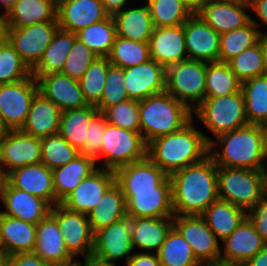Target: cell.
<instances>
[{"mask_svg": "<svg viewBox=\"0 0 267 266\" xmlns=\"http://www.w3.org/2000/svg\"><path fill=\"white\" fill-rule=\"evenodd\" d=\"M33 252L50 266L69 265L76 261L65 248L62 232L50 213L36 225Z\"/></svg>", "mask_w": 267, "mask_h": 266, "instance_id": "603a6c76", "label": "cell"}, {"mask_svg": "<svg viewBox=\"0 0 267 266\" xmlns=\"http://www.w3.org/2000/svg\"><path fill=\"white\" fill-rule=\"evenodd\" d=\"M8 130L6 127L3 125L1 117H0V136H3Z\"/></svg>", "mask_w": 267, "mask_h": 266, "instance_id": "8c879c8a", "label": "cell"}, {"mask_svg": "<svg viewBox=\"0 0 267 266\" xmlns=\"http://www.w3.org/2000/svg\"><path fill=\"white\" fill-rule=\"evenodd\" d=\"M192 119V111L167 91L139 101L140 133L146 144L181 130Z\"/></svg>", "mask_w": 267, "mask_h": 266, "instance_id": "277c9868", "label": "cell"}, {"mask_svg": "<svg viewBox=\"0 0 267 266\" xmlns=\"http://www.w3.org/2000/svg\"><path fill=\"white\" fill-rule=\"evenodd\" d=\"M98 167L61 202L67 209L88 215L115 182L113 170Z\"/></svg>", "mask_w": 267, "mask_h": 266, "instance_id": "e0dca14e", "label": "cell"}, {"mask_svg": "<svg viewBox=\"0 0 267 266\" xmlns=\"http://www.w3.org/2000/svg\"><path fill=\"white\" fill-rule=\"evenodd\" d=\"M106 117L102 112H97L87 127L85 145L79 151V154H84L95 158L101 150L102 136L106 127Z\"/></svg>", "mask_w": 267, "mask_h": 266, "instance_id": "f5cc1de1", "label": "cell"}, {"mask_svg": "<svg viewBox=\"0 0 267 266\" xmlns=\"http://www.w3.org/2000/svg\"><path fill=\"white\" fill-rule=\"evenodd\" d=\"M8 182L15 188L45 200L51 207L56 205L53 171L45 164H30L8 174Z\"/></svg>", "mask_w": 267, "mask_h": 266, "instance_id": "cb8c5ba5", "label": "cell"}, {"mask_svg": "<svg viewBox=\"0 0 267 266\" xmlns=\"http://www.w3.org/2000/svg\"><path fill=\"white\" fill-rule=\"evenodd\" d=\"M249 11L250 2L206 0L196 14L221 35L247 25L252 19Z\"/></svg>", "mask_w": 267, "mask_h": 266, "instance_id": "2e32d148", "label": "cell"}, {"mask_svg": "<svg viewBox=\"0 0 267 266\" xmlns=\"http://www.w3.org/2000/svg\"><path fill=\"white\" fill-rule=\"evenodd\" d=\"M166 91L193 111L204 99L206 62L187 59L166 68Z\"/></svg>", "mask_w": 267, "mask_h": 266, "instance_id": "ba28073f", "label": "cell"}, {"mask_svg": "<svg viewBox=\"0 0 267 266\" xmlns=\"http://www.w3.org/2000/svg\"><path fill=\"white\" fill-rule=\"evenodd\" d=\"M161 266H204L189 243L173 227L157 252Z\"/></svg>", "mask_w": 267, "mask_h": 266, "instance_id": "ab89813d", "label": "cell"}, {"mask_svg": "<svg viewBox=\"0 0 267 266\" xmlns=\"http://www.w3.org/2000/svg\"><path fill=\"white\" fill-rule=\"evenodd\" d=\"M8 183V174L6 170L0 166V198L5 190V187Z\"/></svg>", "mask_w": 267, "mask_h": 266, "instance_id": "e7e4bbea", "label": "cell"}, {"mask_svg": "<svg viewBox=\"0 0 267 266\" xmlns=\"http://www.w3.org/2000/svg\"><path fill=\"white\" fill-rule=\"evenodd\" d=\"M245 266H267V246L247 261Z\"/></svg>", "mask_w": 267, "mask_h": 266, "instance_id": "94428289", "label": "cell"}, {"mask_svg": "<svg viewBox=\"0 0 267 266\" xmlns=\"http://www.w3.org/2000/svg\"><path fill=\"white\" fill-rule=\"evenodd\" d=\"M205 97L231 95L241 90V82L228 63L206 62Z\"/></svg>", "mask_w": 267, "mask_h": 266, "instance_id": "b9f144b4", "label": "cell"}, {"mask_svg": "<svg viewBox=\"0 0 267 266\" xmlns=\"http://www.w3.org/2000/svg\"><path fill=\"white\" fill-rule=\"evenodd\" d=\"M247 218L267 244V193L253 208L247 211Z\"/></svg>", "mask_w": 267, "mask_h": 266, "instance_id": "db71d44e", "label": "cell"}, {"mask_svg": "<svg viewBox=\"0 0 267 266\" xmlns=\"http://www.w3.org/2000/svg\"><path fill=\"white\" fill-rule=\"evenodd\" d=\"M57 0H16L6 11L10 28L57 22Z\"/></svg>", "mask_w": 267, "mask_h": 266, "instance_id": "1f68e13d", "label": "cell"}, {"mask_svg": "<svg viewBox=\"0 0 267 266\" xmlns=\"http://www.w3.org/2000/svg\"><path fill=\"white\" fill-rule=\"evenodd\" d=\"M0 266H4V259H0Z\"/></svg>", "mask_w": 267, "mask_h": 266, "instance_id": "11e5206c", "label": "cell"}, {"mask_svg": "<svg viewBox=\"0 0 267 266\" xmlns=\"http://www.w3.org/2000/svg\"><path fill=\"white\" fill-rule=\"evenodd\" d=\"M58 28V22H43L22 28H10L9 42L32 70L39 63Z\"/></svg>", "mask_w": 267, "mask_h": 266, "instance_id": "4fadbf2b", "label": "cell"}, {"mask_svg": "<svg viewBox=\"0 0 267 266\" xmlns=\"http://www.w3.org/2000/svg\"><path fill=\"white\" fill-rule=\"evenodd\" d=\"M173 227L189 243L203 265L220 260L219 241L201 215L174 216Z\"/></svg>", "mask_w": 267, "mask_h": 266, "instance_id": "7c38bea8", "label": "cell"}, {"mask_svg": "<svg viewBox=\"0 0 267 266\" xmlns=\"http://www.w3.org/2000/svg\"><path fill=\"white\" fill-rule=\"evenodd\" d=\"M101 2L103 3L105 11L113 16L126 7L128 0H101Z\"/></svg>", "mask_w": 267, "mask_h": 266, "instance_id": "680465c9", "label": "cell"}, {"mask_svg": "<svg viewBox=\"0 0 267 266\" xmlns=\"http://www.w3.org/2000/svg\"><path fill=\"white\" fill-rule=\"evenodd\" d=\"M204 266H245L244 264L225 262L222 260L207 263Z\"/></svg>", "mask_w": 267, "mask_h": 266, "instance_id": "03108f58", "label": "cell"}, {"mask_svg": "<svg viewBox=\"0 0 267 266\" xmlns=\"http://www.w3.org/2000/svg\"><path fill=\"white\" fill-rule=\"evenodd\" d=\"M266 171L217 166L219 199L247 212L267 193Z\"/></svg>", "mask_w": 267, "mask_h": 266, "instance_id": "5b68a950", "label": "cell"}, {"mask_svg": "<svg viewBox=\"0 0 267 266\" xmlns=\"http://www.w3.org/2000/svg\"><path fill=\"white\" fill-rule=\"evenodd\" d=\"M50 214L56 219L62 232L64 245L69 254L76 260L92 257L94 233L88 215L67 209L61 203L51 207Z\"/></svg>", "mask_w": 267, "mask_h": 266, "instance_id": "9c48e42d", "label": "cell"}, {"mask_svg": "<svg viewBox=\"0 0 267 266\" xmlns=\"http://www.w3.org/2000/svg\"><path fill=\"white\" fill-rule=\"evenodd\" d=\"M16 0H0V8H3L1 12H5L15 3Z\"/></svg>", "mask_w": 267, "mask_h": 266, "instance_id": "003e7915", "label": "cell"}, {"mask_svg": "<svg viewBox=\"0 0 267 266\" xmlns=\"http://www.w3.org/2000/svg\"><path fill=\"white\" fill-rule=\"evenodd\" d=\"M154 27L183 25L193 13L180 0H146Z\"/></svg>", "mask_w": 267, "mask_h": 266, "instance_id": "ee69618b", "label": "cell"}, {"mask_svg": "<svg viewBox=\"0 0 267 266\" xmlns=\"http://www.w3.org/2000/svg\"><path fill=\"white\" fill-rule=\"evenodd\" d=\"M0 235L6 256L33 252L36 225L0 213Z\"/></svg>", "mask_w": 267, "mask_h": 266, "instance_id": "f546056e", "label": "cell"}, {"mask_svg": "<svg viewBox=\"0 0 267 266\" xmlns=\"http://www.w3.org/2000/svg\"><path fill=\"white\" fill-rule=\"evenodd\" d=\"M2 136H0V166H1Z\"/></svg>", "mask_w": 267, "mask_h": 266, "instance_id": "34e18365", "label": "cell"}, {"mask_svg": "<svg viewBox=\"0 0 267 266\" xmlns=\"http://www.w3.org/2000/svg\"><path fill=\"white\" fill-rule=\"evenodd\" d=\"M122 193L126 199L128 217H174L172 188H155V191Z\"/></svg>", "mask_w": 267, "mask_h": 266, "instance_id": "4316f807", "label": "cell"}, {"mask_svg": "<svg viewBox=\"0 0 267 266\" xmlns=\"http://www.w3.org/2000/svg\"><path fill=\"white\" fill-rule=\"evenodd\" d=\"M184 36L188 59L219 62L220 34L197 14L184 23Z\"/></svg>", "mask_w": 267, "mask_h": 266, "instance_id": "ffe728a7", "label": "cell"}, {"mask_svg": "<svg viewBox=\"0 0 267 266\" xmlns=\"http://www.w3.org/2000/svg\"><path fill=\"white\" fill-rule=\"evenodd\" d=\"M96 169L95 159L84 154H79L66 165L53 169L56 205L61 203L84 178Z\"/></svg>", "mask_w": 267, "mask_h": 266, "instance_id": "4dcf8cb0", "label": "cell"}, {"mask_svg": "<svg viewBox=\"0 0 267 266\" xmlns=\"http://www.w3.org/2000/svg\"><path fill=\"white\" fill-rule=\"evenodd\" d=\"M63 266H86V260L83 261V263L78 260V261H75L74 263H71L69 265H63Z\"/></svg>", "mask_w": 267, "mask_h": 266, "instance_id": "89a4df30", "label": "cell"}, {"mask_svg": "<svg viewBox=\"0 0 267 266\" xmlns=\"http://www.w3.org/2000/svg\"><path fill=\"white\" fill-rule=\"evenodd\" d=\"M169 178L174 216L202 215L219 199L217 165L210 156L172 173Z\"/></svg>", "mask_w": 267, "mask_h": 266, "instance_id": "6da1fadb", "label": "cell"}, {"mask_svg": "<svg viewBox=\"0 0 267 266\" xmlns=\"http://www.w3.org/2000/svg\"><path fill=\"white\" fill-rule=\"evenodd\" d=\"M222 243L220 260L239 264H245L267 246L247 217Z\"/></svg>", "mask_w": 267, "mask_h": 266, "instance_id": "d4e9b609", "label": "cell"}, {"mask_svg": "<svg viewBox=\"0 0 267 266\" xmlns=\"http://www.w3.org/2000/svg\"><path fill=\"white\" fill-rule=\"evenodd\" d=\"M108 59L111 65L121 68L145 63L151 59L149 42H138L116 36Z\"/></svg>", "mask_w": 267, "mask_h": 266, "instance_id": "7bdbcfd3", "label": "cell"}, {"mask_svg": "<svg viewBox=\"0 0 267 266\" xmlns=\"http://www.w3.org/2000/svg\"><path fill=\"white\" fill-rule=\"evenodd\" d=\"M125 217H128L126 199L116 182L105 191L97 206L88 214L93 233Z\"/></svg>", "mask_w": 267, "mask_h": 266, "instance_id": "836d02e7", "label": "cell"}, {"mask_svg": "<svg viewBox=\"0 0 267 266\" xmlns=\"http://www.w3.org/2000/svg\"><path fill=\"white\" fill-rule=\"evenodd\" d=\"M4 266H50L34 252L6 256Z\"/></svg>", "mask_w": 267, "mask_h": 266, "instance_id": "11a10c76", "label": "cell"}, {"mask_svg": "<svg viewBox=\"0 0 267 266\" xmlns=\"http://www.w3.org/2000/svg\"><path fill=\"white\" fill-rule=\"evenodd\" d=\"M226 1H235V2H240V3L250 2V0H226Z\"/></svg>", "mask_w": 267, "mask_h": 266, "instance_id": "753ad0ef", "label": "cell"}, {"mask_svg": "<svg viewBox=\"0 0 267 266\" xmlns=\"http://www.w3.org/2000/svg\"><path fill=\"white\" fill-rule=\"evenodd\" d=\"M128 99L125 88L124 68L110 65L100 103L96 106L98 112H103L106 108L115 106Z\"/></svg>", "mask_w": 267, "mask_h": 266, "instance_id": "681fc988", "label": "cell"}, {"mask_svg": "<svg viewBox=\"0 0 267 266\" xmlns=\"http://www.w3.org/2000/svg\"><path fill=\"white\" fill-rule=\"evenodd\" d=\"M193 14H196L206 0H180Z\"/></svg>", "mask_w": 267, "mask_h": 266, "instance_id": "be15d7a7", "label": "cell"}, {"mask_svg": "<svg viewBox=\"0 0 267 266\" xmlns=\"http://www.w3.org/2000/svg\"><path fill=\"white\" fill-rule=\"evenodd\" d=\"M130 222L134 252V248H137L142 249V252L157 253L173 228V217H130Z\"/></svg>", "mask_w": 267, "mask_h": 266, "instance_id": "83f0119b", "label": "cell"}, {"mask_svg": "<svg viewBox=\"0 0 267 266\" xmlns=\"http://www.w3.org/2000/svg\"><path fill=\"white\" fill-rule=\"evenodd\" d=\"M117 36L138 42H149L154 26L149 6L125 8L113 15Z\"/></svg>", "mask_w": 267, "mask_h": 266, "instance_id": "d6a6232c", "label": "cell"}, {"mask_svg": "<svg viewBox=\"0 0 267 266\" xmlns=\"http://www.w3.org/2000/svg\"><path fill=\"white\" fill-rule=\"evenodd\" d=\"M195 119L181 130L155 138L147 144V157L168 176L209 156L213 140L195 127Z\"/></svg>", "mask_w": 267, "mask_h": 266, "instance_id": "3957f363", "label": "cell"}, {"mask_svg": "<svg viewBox=\"0 0 267 266\" xmlns=\"http://www.w3.org/2000/svg\"><path fill=\"white\" fill-rule=\"evenodd\" d=\"M130 217H125L94 233L92 259L116 265L115 261L128 259L133 255Z\"/></svg>", "mask_w": 267, "mask_h": 266, "instance_id": "8fae6325", "label": "cell"}, {"mask_svg": "<svg viewBox=\"0 0 267 266\" xmlns=\"http://www.w3.org/2000/svg\"><path fill=\"white\" fill-rule=\"evenodd\" d=\"M5 207L1 214L21 219L37 225L51 210V206L43 199L26 191L13 187L9 182L0 198Z\"/></svg>", "mask_w": 267, "mask_h": 266, "instance_id": "484cf974", "label": "cell"}, {"mask_svg": "<svg viewBox=\"0 0 267 266\" xmlns=\"http://www.w3.org/2000/svg\"><path fill=\"white\" fill-rule=\"evenodd\" d=\"M108 16L101 0H57L59 28L75 34Z\"/></svg>", "mask_w": 267, "mask_h": 266, "instance_id": "44dd1931", "label": "cell"}, {"mask_svg": "<svg viewBox=\"0 0 267 266\" xmlns=\"http://www.w3.org/2000/svg\"><path fill=\"white\" fill-rule=\"evenodd\" d=\"M41 138L18 130H8L2 136L1 166L7 174L30 164L41 163Z\"/></svg>", "mask_w": 267, "mask_h": 266, "instance_id": "9a60e30c", "label": "cell"}, {"mask_svg": "<svg viewBox=\"0 0 267 266\" xmlns=\"http://www.w3.org/2000/svg\"><path fill=\"white\" fill-rule=\"evenodd\" d=\"M249 124L267 127V74L241 83Z\"/></svg>", "mask_w": 267, "mask_h": 266, "instance_id": "74e56055", "label": "cell"}, {"mask_svg": "<svg viewBox=\"0 0 267 266\" xmlns=\"http://www.w3.org/2000/svg\"><path fill=\"white\" fill-rule=\"evenodd\" d=\"M149 50L151 59L165 69L175 63L187 60L184 24L154 27L149 40Z\"/></svg>", "mask_w": 267, "mask_h": 266, "instance_id": "7402d4cb", "label": "cell"}, {"mask_svg": "<svg viewBox=\"0 0 267 266\" xmlns=\"http://www.w3.org/2000/svg\"><path fill=\"white\" fill-rule=\"evenodd\" d=\"M37 80L39 92L51 100L61 111L80 109L88 106L79 80L58 73L33 75Z\"/></svg>", "mask_w": 267, "mask_h": 266, "instance_id": "ac0fdd59", "label": "cell"}, {"mask_svg": "<svg viewBox=\"0 0 267 266\" xmlns=\"http://www.w3.org/2000/svg\"><path fill=\"white\" fill-rule=\"evenodd\" d=\"M228 64L241 83L267 74L259 43L236 55Z\"/></svg>", "mask_w": 267, "mask_h": 266, "instance_id": "7dc6e473", "label": "cell"}, {"mask_svg": "<svg viewBox=\"0 0 267 266\" xmlns=\"http://www.w3.org/2000/svg\"><path fill=\"white\" fill-rule=\"evenodd\" d=\"M258 43L262 51L265 67L267 69V31L264 30V32H260Z\"/></svg>", "mask_w": 267, "mask_h": 266, "instance_id": "6125c7cd", "label": "cell"}, {"mask_svg": "<svg viewBox=\"0 0 267 266\" xmlns=\"http://www.w3.org/2000/svg\"><path fill=\"white\" fill-rule=\"evenodd\" d=\"M98 57L84 43L76 39L73 48L67 55L61 73L79 80Z\"/></svg>", "mask_w": 267, "mask_h": 266, "instance_id": "816d5d0a", "label": "cell"}, {"mask_svg": "<svg viewBox=\"0 0 267 266\" xmlns=\"http://www.w3.org/2000/svg\"><path fill=\"white\" fill-rule=\"evenodd\" d=\"M76 39L75 33L58 28L39 63L32 69V75L62 72L67 55Z\"/></svg>", "mask_w": 267, "mask_h": 266, "instance_id": "d590c367", "label": "cell"}, {"mask_svg": "<svg viewBox=\"0 0 267 266\" xmlns=\"http://www.w3.org/2000/svg\"><path fill=\"white\" fill-rule=\"evenodd\" d=\"M192 114L199 118L214 138L249 124L242 90L226 96L205 97Z\"/></svg>", "mask_w": 267, "mask_h": 266, "instance_id": "8992f818", "label": "cell"}, {"mask_svg": "<svg viewBox=\"0 0 267 266\" xmlns=\"http://www.w3.org/2000/svg\"><path fill=\"white\" fill-rule=\"evenodd\" d=\"M102 113L106 117L107 123L123 129L140 132L139 101L128 99L106 108Z\"/></svg>", "mask_w": 267, "mask_h": 266, "instance_id": "f907efd6", "label": "cell"}, {"mask_svg": "<svg viewBox=\"0 0 267 266\" xmlns=\"http://www.w3.org/2000/svg\"><path fill=\"white\" fill-rule=\"evenodd\" d=\"M62 111L38 92L32 100L26 121L21 131L34 137L43 138L59 133Z\"/></svg>", "mask_w": 267, "mask_h": 266, "instance_id": "f1b7e54d", "label": "cell"}, {"mask_svg": "<svg viewBox=\"0 0 267 266\" xmlns=\"http://www.w3.org/2000/svg\"><path fill=\"white\" fill-rule=\"evenodd\" d=\"M125 266H161L157 253H134Z\"/></svg>", "mask_w": 267, "mask_h": 266, "instance_id": "9f6ffc18", "label": "cell"}, {"mask_svg": "<svg viewBox=\"0 0 267 266\" xmlns=\"http://www.w3.org/2000/svg\"><path fill=\"white\" fill-rule=\"evenodd\" d=\"M201 216L216 238L223 241L247 217V212L228 201L218 199Z\"/></svg>", "mask_w": 267, "mask_h": 266, "instance_id": "e575fe53", "label": "cell"}, {"mask_svg": "<svg viewBox=\"0 0 267 266\" xmlns=\"http://www.w3.org/2000/svg\"><path fill=\"white\" fill-rule=\"evenodd\" d=\"M260 28L250 21L247 25L220 35L219 62L228 63L245 49L258 43Z\"/></svg>", "mask_w": 267, "mask_h": 266, "instance_id": "60d3db41", "label": "cell"}, {"mask_svg": "<svg viewBox=\"0 0 267 266\" xmlns=\"http://www.w3.org/2000/svg\"><path fill=\"white\" fill-rule=\"evenodd\" d=\"M166 69L155 60L124 68L126 93L129 99L141 101L166 91Z\"/></svg>", "mask_w": 267, "mask_h": 266, "instance_id": "d6986e66", "label": "cell"}, {"mask_svg": "<svg viewBox=\"0 0 267 266\" xmlns=\"http://www.w3.org/2000/svg\"><path fill=\"white\" fill-rule=\"evenodd\" d=\"M110 65L108 57H98L79 79L81 90L88 105L97 106L100 103Z\"/></svg>", "mask_w": 267, "mask_h": 266, "instance_id": "f6af8a7d", "label": "cell"}, {"mask_svg": "<svg viewBox=\"0 0 267 266\" xmlns=\"http://www.w3.org/2000/svg\"><path fill=\"white\" fill-rule=\"evenodd\" d=\"M209 156L217 166L267 170V127L248 124L223 133L209 143Z\"/></svg>", "mask_w": 267, "mask_h": 266, "instance_id": "7a4b0ae2", "label": "cell"}, {"mask_svg": "<svg viewBox=\"0 0 267 266\" xmlns=\"http://www.w3.org/2000/svg\"><path fill=\"white\" fill-rule=\"evenodd\" d=\"M98 112L96 106L88 105L80 109L62 111L59 134L80 151L85 145L87 127Z\"/></svg>", "mask_w": 267, "mask_h": 266, "instance_id": "8d00e7d4", "label": "cell"}, {"mask_svg": "<svg viewBox=\"0 0 267 266\" xmlns=\"http://www.w3.org/2000/svg\"><path fill=\"white\" fill-rule=\"evenodd\" d=\"M31 75L32 70L20 58L10 42L0 45V84L17 82Z\"/></svg>", "mask_w": 267, "mask_h": 266, "instance_id": "c3c4849f", "label": "cell"}, {"mask_svg": "<svg viewBox=\"0 0 267 266\" xmlns=\"http://www.w3.org/2000/svg\"><path fill=\"white\" fill-rule=\"evenodd\" d=\"M38 92L33 75L17 82L0 84V117L7 130L21 129Z\"/></svg>", "mask_w": 267, "mask_h": 266, "instance_id": "30bf717a", "label": "cell"}, {"mask_svg": "<svg viewBox=\"0 0 267 266\" xmlns=\"http://www.w3.org/2000/svg\"><path fill=\"white\" fill-rule=\"evenodd\" d=\"M86 266H116V265L104 264V263L98 262L92 258H88V259H86Z\"/></svg>", "mask_w": 267, "mask_h": 266, "instance_id": "a7ac6f4b", "label": "cell"}, {"mask_svg": "<svg viewBox=\"0 0 267 266\" xmlns=\"http://www.w3.org/2000/svg\"><path fill=\"white\" fill-rule=\"evenodd\" d=\"M76 35L96 55L108 57L117 36L114 18L109 15L106 19L80 30Z\"/></svg>", "mask_w": 267, "mask_h": 266, "instance_id": "f35d334b", "label": "cell"}, {"mask_svg": "<svg viewBox=\"0 0 267 266\" xmlns=\"http://www.w3.org/2000/svg\"><path fill=\"white\" fill-rule=\"evenodd\" d=\"M41 143V163L51 170L66 165L79 155V151L59 133L41 138Z\"/></svg>", "mask_w": 267, "mask_h": 266, "instance_id": "bcb514c9", "label": "cell"}, {"mask_svg": "<svg viewBox=\"0 0 267 266\" xmlns=\"http://www.w3.org/2000/svg\"><path fill=\"white\" fill-rule=\"evenodd\" d=\"M147 157V144L140 132L106 124L100 153L94 158L96 165L103 161L102 168L115 171L117 168L139 162Z\"/></svg>", "mask_w": 267, "mask_h": 266, "instance_id": "52a82bcc", "label": "cell"}, {"mask_svg": "<svg viewBox=\"0 0 267 266\" xmlns=\"http://www.w3.org/2000/svg\"><path fill=\"white\" fill-rule=\"evenodd\" d=\"M10 24L5 12H0V45L9 42Z\"/></svg>", "mask_w": 267, "mask_h": 266, "instance_id": "91938a15", "label": "cell"}, {"mask_svg": "<svg viewBox=\"0 0 267 266\" xmlns=\"http://www.w3.org/2000/svg\"><path fill=\"white\" fill-rule=\"evenodd\" d=\"M115 182L122 192L155 191V188H172L169 176L148 157L117 168Z\"/></svg>", "mask_w": 267, "mask_h": 266, "instance_id": "5bb4252c", "label": "cell"}, {"mask_svg": "<svg viewBox=\"0 0 267 266\" xmlns=\"http://www.w3.org/2000/svg\"><path fill=\"white\" fill-rule=\"evenodd\" d=\"M5 258H6V254L2 246V240H1V235H0V259H5Z\"/></svg>", "mask_w": 267, "mask_h": 266, "instance_id": "2644e50d", "label": "cell"}, {"mask_svg": "<svg viewBox=\"0 0 267 266\" xmlns=\"http://www.w3.org/2000/svg\"><path fill=\"white\" fill-rule=\"evenodd\" d=\"M250 7L251 11L259 18L258 21L254 18L251 21L258 27L262 25L267 27V0H250Z\"/></svg>", "mask_w": 267, "mask_h": 266, "instance_id": "6f0895ef", "label": "cell"}]
</instances>
